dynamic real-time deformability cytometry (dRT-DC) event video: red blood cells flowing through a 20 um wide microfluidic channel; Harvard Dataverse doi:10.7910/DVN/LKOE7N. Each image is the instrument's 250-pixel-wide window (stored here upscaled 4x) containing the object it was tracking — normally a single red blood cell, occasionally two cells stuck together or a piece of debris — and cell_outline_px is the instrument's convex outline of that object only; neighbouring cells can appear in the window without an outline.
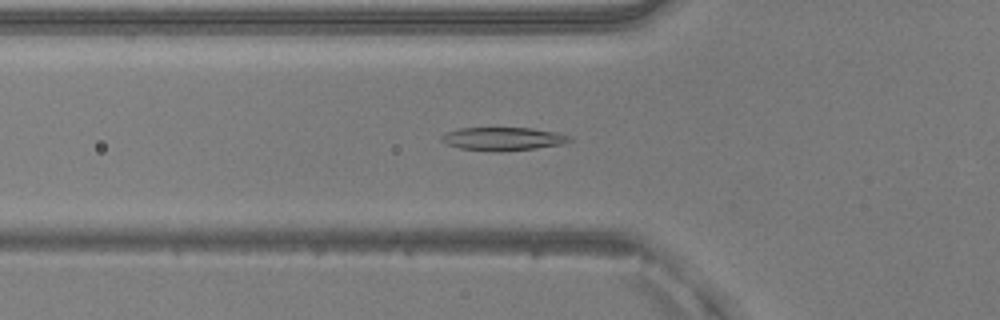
{"species": "common noctule bat (a hibernating species)", "species_latin": "Nyctalus noctula", "temperature_condition": "warm", "stored_images_in_passage": 38, "camera_frame_rate_fps": 3000, "um_per_image_px": 0.085, "animal": {"sex": "male", "body_mass_g": 20.5, "forearm_length_mm": 52.5}, "frame": {"image": 1, "passage_image": 5, "time_ms": 1.333, "image_size_px": [1000, 320], "cell_outline_px": [[572, 140], [564, 144], [536, 148], [460, 148], [448, 144], [440, 140], [440, 136], [444, 132], [460, 128], [532, 128], [556, 132], [572, 136]], "centroid_in_image_um": [42.79, 11.74], "position_along_channel_um": 83.0, "area_um2": 16.36}}
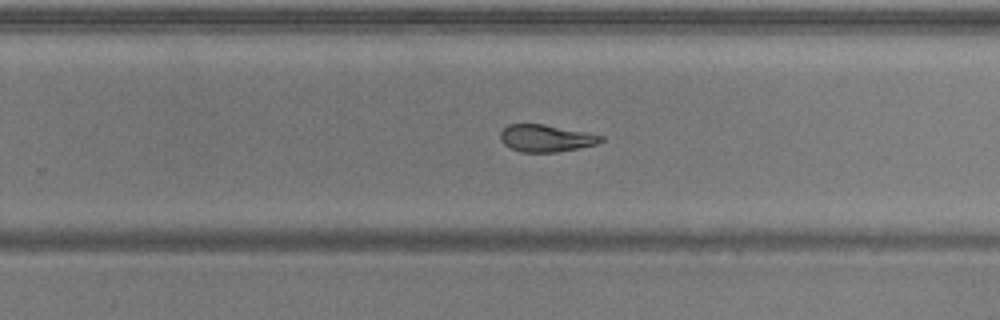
{"frame": {"image": 2, "passage_image": 20, "time_ms": 6.333, "image_size_px": [1000, 320], "cell_outline_px": [[604, 140], [596, 144], [556, 152], [520, 152], [504, 144], [500, 140], [500, 132], [508, 124], [544, 124], [604, 136]], "centroid_in_image_um": [46.37, 11.74], "position_along_channel_um": 283.4, "area_um2": 15.72}}
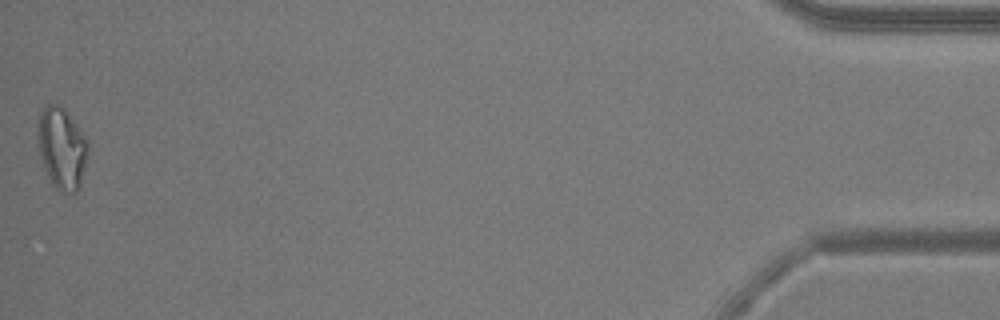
{"frame": {"image": 3, "passage_image": 38, "time_ms": 12.333, "image_size_px": [1000, 320], "cell_outline_px": [[88, 156], [80, 188], [76, 192], [60, 192], [52, 184], [44, 168], [40, 156], [36, 132], [36, 124], [40, 112], [48, 104], [60, 104], [64, 108], [88, 140]], "centroid_in_image_um": [5.25, 12.59], "position_along_channel_um": 430.0, "area_um2": 24.28}, "authors_computed_cell_mechanics": {"area_um2": 17.1955, "velocity_mm_per_s": 3.9985, "shape_relaxation_time_tau1_ms": 2.5916, "shape_relaxation_time_tau2_ms": 2.4162, "deformation_change_tau1": 0.1647, "deformation_change_tau2": 0.1185}}